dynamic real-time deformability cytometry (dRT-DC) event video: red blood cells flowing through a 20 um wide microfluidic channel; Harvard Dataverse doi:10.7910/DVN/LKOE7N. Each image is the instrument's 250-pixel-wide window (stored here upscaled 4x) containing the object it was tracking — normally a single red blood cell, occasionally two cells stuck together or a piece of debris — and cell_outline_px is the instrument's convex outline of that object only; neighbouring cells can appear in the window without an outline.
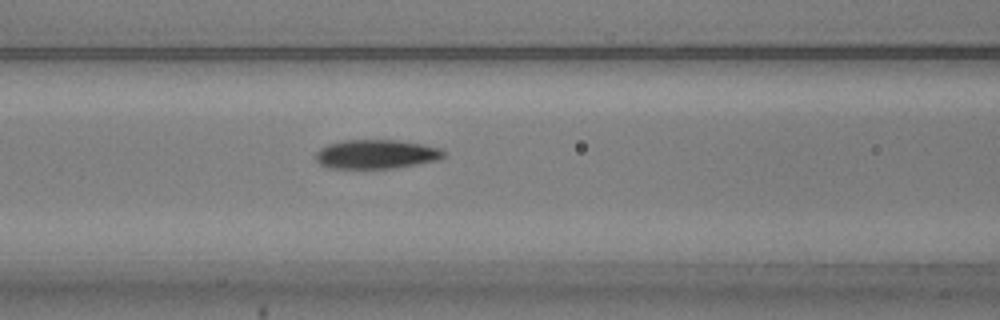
{"species": "common noctule bat (a hibernating species)", "species_latin": "Nyctalus noctula", "temperature_condition": "warm", "stored_images_in_passage": 44, "camera_frame_rate_fps": 3000, "um_per_image_px": 0.085, "animal": {"sex": "male", "body_mass_g": 20.5, "forearm_length_mm": 52.5}, "frame": {"image": 1, "passage_image": 22, "time_ms": 7.0, "image_size_px": [1000, 320], "cell_outline_px": [[444, 156], [440, 160], [396, 168], [328, 168], [320, 164], [316, 160], [316, 152], [320, 148], [328, 144], [344, 140], [396, 140], [420, 144], [440, 148], [444, 152]], "centroid_in_image_um": [31.97, 13.11], "position_along_channel_um": 134.6, "area_um2": 21.68}}
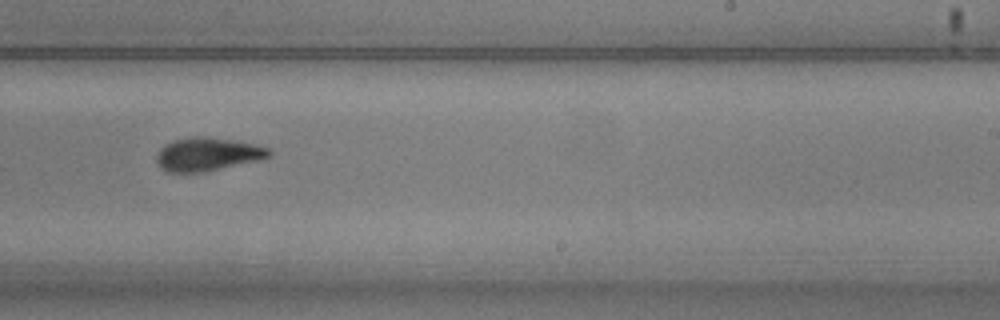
{"frame": {"image": 2, "passage_image": 33, "time_ms": 10.667, "image_size_px": [1000, 320], "cell_outline_px": [[272, 156], [264, 160], [200, 172], [168, 172], [160, 168], [156, 160], [156, 156], [160, 148], [164, 144], [172, 140], [196, 136], [208, 136], [232, 140], [272, 148]], "centroid_in_image_um": [17.67, 13.1], "position_along_channel_um": 271.3, "area_um2": 22.14}}
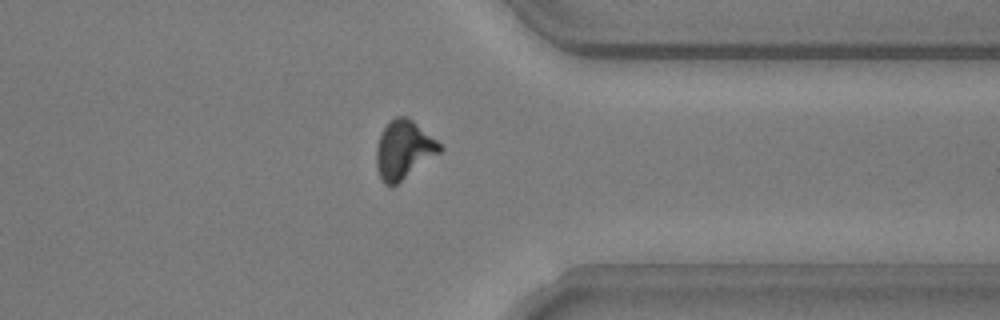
{"frame": {"image": 3, "passage_image": 42, "time_ms": 13.667, "image_size_px": [1000, 320], "cell_outline_px": [[444, 148], [440, 152], [392, 188], [384, 184], [380, 180], [376, 168], [376, 148], [380, 136], [388, 120], [396, 116], [408, 116], [436, 140]], "centroid_in_image_um": [34.28, 12.74], "position_along_channel_um": 377.1, "area_um2": 21.73}}